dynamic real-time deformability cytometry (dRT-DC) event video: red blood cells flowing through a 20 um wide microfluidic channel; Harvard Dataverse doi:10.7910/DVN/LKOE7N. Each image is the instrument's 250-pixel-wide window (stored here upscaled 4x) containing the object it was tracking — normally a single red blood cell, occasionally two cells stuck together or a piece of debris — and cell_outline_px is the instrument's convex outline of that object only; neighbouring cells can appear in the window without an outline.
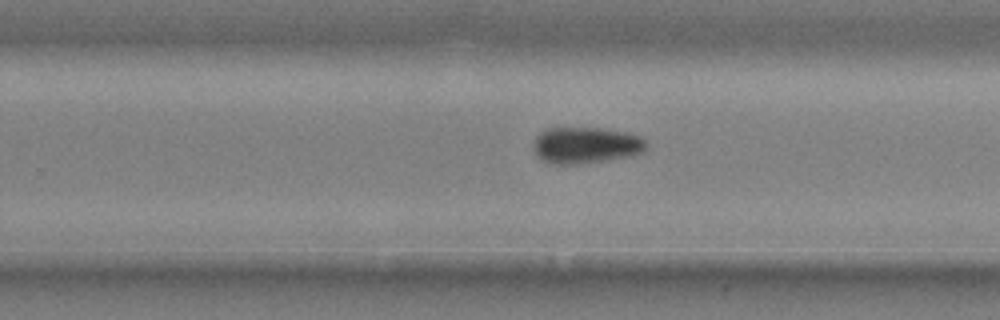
{"species": "common noctule bat (a hibernating species)", "species_latin": "Nyctalus noctula", "temperature_condition": "cold", "stored_images_in_passage": 29, "camera_frame_rate_fps": 3000, "um_per_image_px": 0.085, "animal": {"sex": "male", "body_mass_g": 20.4}, "frame": {"image": 1, "passage_image": 21, "time_ms": 6.667, "image_size_px": [1000, 320], "cell_outline_px": [[648, 148], [644, 152], [628, 156], [572, 164], [556, 164], [544, 160], [536, 152], [536, 136], [540, 132], [548, 128], [600, 128], [628, 132], [640, 136], [648, 144]], "centroid_in_image_um": [49.87, 12.31], "position_along_channel_um": 279.9, "area_um2": 23.41}}
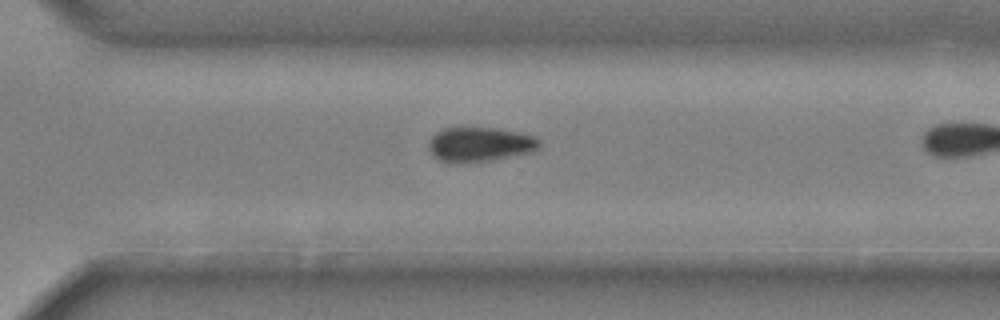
{"frame": {"image": 2, "passage_image": 25, "time_ms": 8.0, "image_size_px": [1000, 320], "cell_outline_px": [[540, 148], [532, 152], [492, 160], [468, 164], [456, 164], [440, 160], [432, 156], [428, 148], [428, 140], [436, 132], [444, 128], [460, 124], [500, 128], [520, 132], [536, 136], [540, 140]], "centroid_in_image_um": [40.75, 12.24], "position_along_channel_um": 329.9, "area_um2": 23.7}}